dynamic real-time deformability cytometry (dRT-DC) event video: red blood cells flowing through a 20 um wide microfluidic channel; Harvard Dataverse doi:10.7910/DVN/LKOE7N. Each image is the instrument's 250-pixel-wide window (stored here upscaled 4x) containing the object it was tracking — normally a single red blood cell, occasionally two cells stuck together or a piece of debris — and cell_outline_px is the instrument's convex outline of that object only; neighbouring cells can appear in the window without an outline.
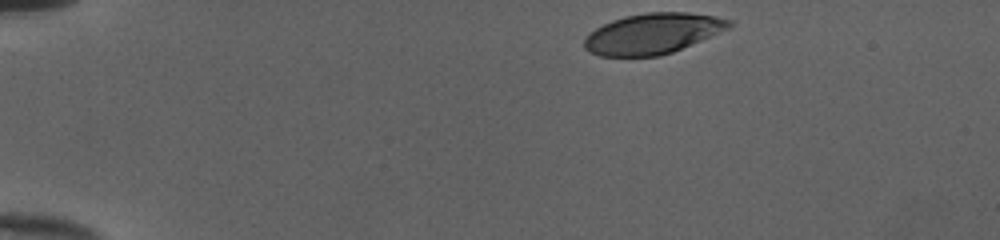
{"species": "human", "species_latin": "Homo sapiens", "temperature_condition": "cold", "stored_images_in_passage": 37, "camera_frame_rate_fps": 3000, "um_per_image_px": 0.085, "donor": {"sex": "female"}, "frame": {"image": 1, "passage_image": 1, "time_ms": 0.0, "image_size_px": [1000, 240], "cell_outline_px": [[732, 28], [672, 52], [660, 56], [600, 56], [584, 48], [584, 40], [596, 28], [612, 20], [624, 16], [648, 12], [688, 12], [716, 16], [732, 20]], "centroid_in_image_um": [55.54, 2.84], "position_along_channel_um": 29.5, "area_um2": 34.22}}
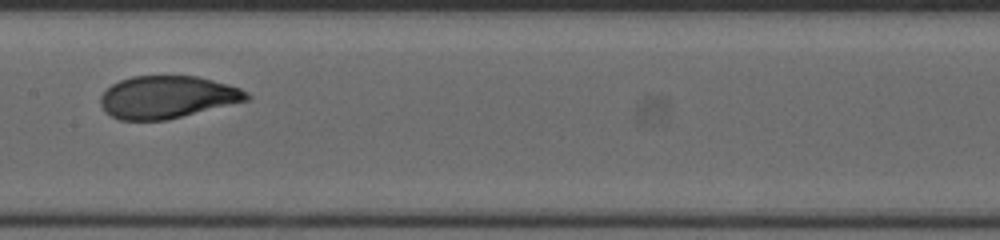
{"frame": {"image": 2, "passage_image": 20, "time_ms": 6.333, "image_size_px": [1000, 240], "cell_outline_px": [[252, 96], [248, 100], [168, 120], [120, 120], [104, 112], [100, 104], [100, 96], [112, 84], [120, 80], [132, 76], [196, 76], [228, 84], [240, 88], [248, 92]], "centroid_in_image_um": [14.21, 8.26], "position_along_channel_um": 193.2, "area_um2": 36.24}}
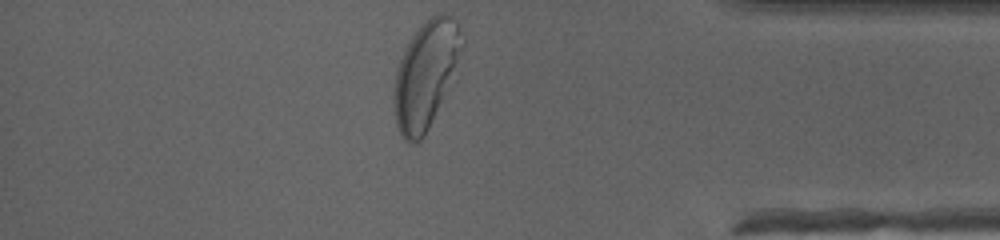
{"frame": {"image": 3, "passage_image": 37, "time_ms": 12.0, "image_size_px": [1000, 240], "cell_outline_px": [[464, 44], [428, 128], [424, 136], [420, 140], [412, 144], [404, 140], [396, 124], [392, 100], [392, 96], [396, 72], [400, 60], [412, 36], [436, 12], [440, 12], [448, 16], [456, 24], [464, 40]], "centroid_in_image_um": [36.12, 6.37], "position_along_channel_um": 399.1, "area_um2": 40.63}, "authors_computed_cell_mechanics": {"area_um2": 36.5874, "velocity_mm_per_s": 3.993, "shape_relaxation_time_tau1_ms": 3.3277, "shape_relaxation_time_tau2_ms": null, "deformation_change_tau1": 0.1878, "deformation_change_tau2": null}}